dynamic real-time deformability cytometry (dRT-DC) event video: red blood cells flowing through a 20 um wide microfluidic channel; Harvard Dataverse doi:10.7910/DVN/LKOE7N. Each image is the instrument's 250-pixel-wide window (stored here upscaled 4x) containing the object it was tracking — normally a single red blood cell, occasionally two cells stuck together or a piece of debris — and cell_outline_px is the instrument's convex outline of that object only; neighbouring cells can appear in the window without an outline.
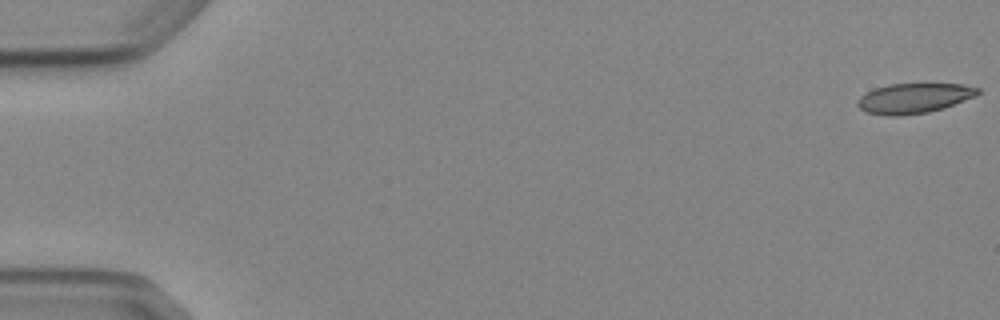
{"species": "Egyptian fruit bat (a non-hibernating species)", "species_latin": "Rousettus aegyptiacus", "temperature_condition": "cold", "stored_images_in_passage": 5, "camera_frame_rate_fps": 3000, "um_per_image_px": 0.085, "animal": {"sex": "female"}, "frame": {"image": 1, "passage_image": 1, "time_ms": 0.0, "image_size_px": [1000, 320], "cell_outline_px": [[980, 92], [976, 96], [944, 108], [928, 112], [900, 116], [888, 116], [868, 112], [860, 108], [856, 104], [856, 100], [860, 96], [876, 88], [888, 84], [964, 84], [980, 88]], "centroid_in_image_um": [77.7, 8.35], "position_along_channel_um": 7.3, "area_um2": 21.04}}
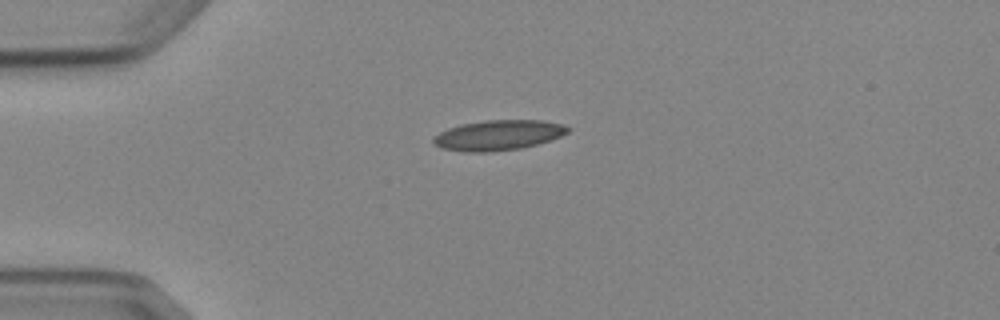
{"frame": {"image": 2, "passage_image": 4, "time_ms": 4.333, "image_size_px": [1000, 320], "cell_outline_px": [[572, 128], [568, 132], [560, 136], [536, 144], [520, 148], [488, 152], [464, 152], [440, 148], [432, 144], [432, 136], [448, 128], [460, 124], [484, 120], [544, 120], [564, 124]], "centroid_in_image_um": [42.31, 11.48], "position_along_channel_um": 42.7, "area_um2": 23.87}}